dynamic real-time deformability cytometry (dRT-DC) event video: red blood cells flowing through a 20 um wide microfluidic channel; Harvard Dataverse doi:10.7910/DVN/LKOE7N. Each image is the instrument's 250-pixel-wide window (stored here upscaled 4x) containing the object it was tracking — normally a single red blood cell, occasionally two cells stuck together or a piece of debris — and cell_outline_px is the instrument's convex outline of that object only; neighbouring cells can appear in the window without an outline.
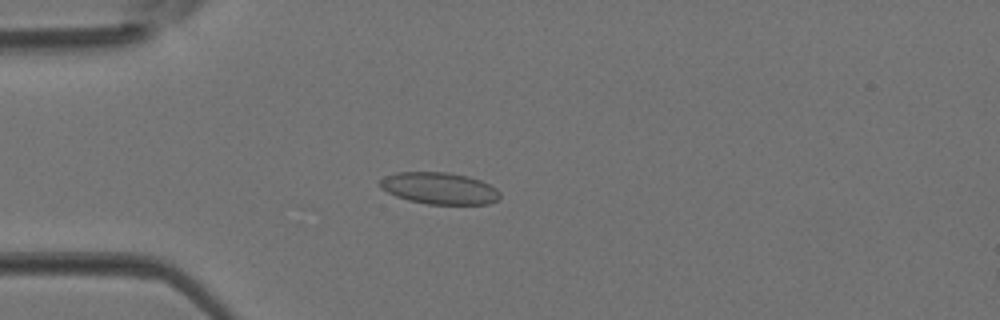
{"species": "Egyptian fruit bat (a non-hibernating species)", "species_latin": "Rousettus aegyptiacus", "temperature_condition": "room temperature", "stored_images_in_passage": 43, "camera_frame_rate_fps": 3000, "um_per_image_px": 0.085, "animal": {"sex": "female"}, "frame": {"image": 1, "passage_image": 12, "time_ms": 3.667, "image_size_px": [1000, 320], "cell_outline_px": [[500, 196], [496, 200], [488, 204], [428, 204], [408, 200], [396, 196], [380, 188], [380, 180], [384, 176], [396, 172], [448, 172], [468, 176], [480, 180], [496, 188], [500, 192]], "centroid_in_image_um": [37.33, 16.0], "position_along_channel_um": 47.7, "area_um2": 22.2}}
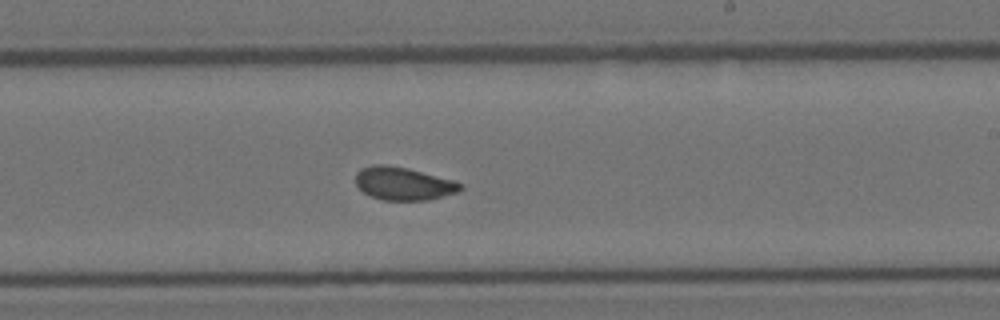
{"frame": {"image": 2, "passage_image": 26, "time_ms": 8.333, "image_size_px": [1000, 320], "cell_outline_px": [[464, 188], [456, 192], [428, 200], [380, 200], [364, 192], [356, 184], [356, 172], [360, 168], [372, 164], [388, 164], [408, 168], [452, 180], [464, 184]], "centroid_in_image_um": [34.27, 15.59], "position_along_channel_um": 254.7, "area_um2": 20.17}}
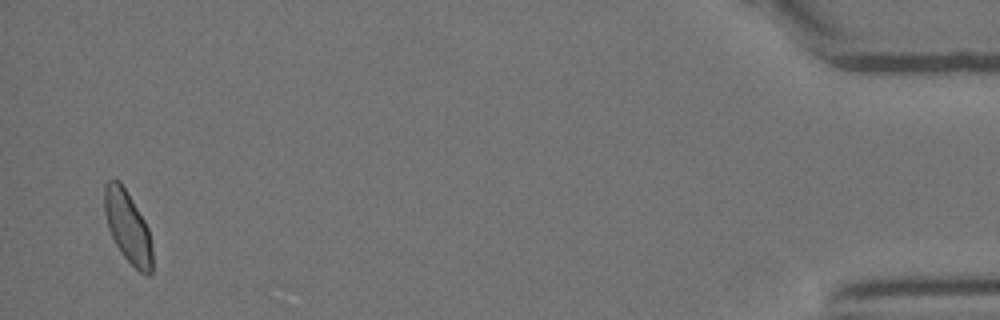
{"frame": {"image": 3, "passage_image": 42, "time_ms": 13.667, "image_size_px": [1000, 320], "cell_outline_px": [[152, 272], [148, 276], [140, 272], [120, 252], [108, 228], [104, 212], [104, 184], [108, 180], [120, 180], [144, 220], [148, 228], [152, 248]], "centroid_in_image_um": [10.85, 19.27], "position_along_channel_um": 424.4, "area_um2": 19.88}}